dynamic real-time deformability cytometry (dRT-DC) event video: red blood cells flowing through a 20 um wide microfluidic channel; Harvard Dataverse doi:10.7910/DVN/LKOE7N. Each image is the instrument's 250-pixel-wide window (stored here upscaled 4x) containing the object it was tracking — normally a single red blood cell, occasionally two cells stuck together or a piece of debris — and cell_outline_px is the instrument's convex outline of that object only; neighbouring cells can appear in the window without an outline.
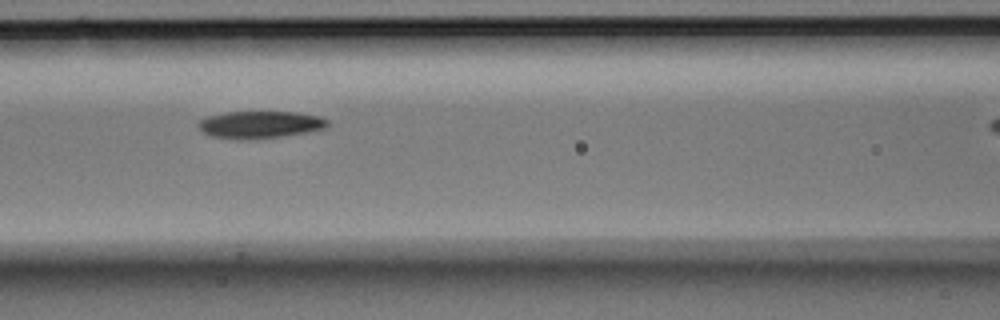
{"species": "Egyptian fruit bat (a non-hibernating species)", "species_latin": "Rousettus aegyptiacus", "temperature_condition": "room temperature", "stored_images_in_passage": 7, "camera_frame_rate_fps": 3000, "um_per_image_px": 0.085, "animal": {"sex": "male"}, "frame": {"image": 1, "passage_image": 3, "time_ms": 0.667, "image_size_px": [1000, 320], "cell_outline_px": [[328, 124], [324, 128], [304, 132], [280, 136], [212, 136], [204, 132], [196, 124], [200, 120], [208, 116], [224, 112], [300, 112], [320, 116], [328, 120]], "centroid_in_image_um": [22.15, 10.52], "position_along_channel_um": 144.5, "area_um2": 19.31}}
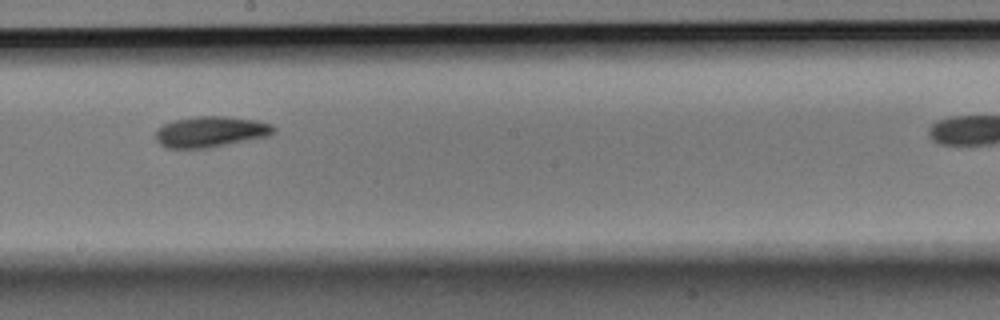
{"frame": {"image": 2, "passage_image": 5, "time_ms": 1.333, "image_size_px": [1000, 320], "cell_outline_px": [[276, 132], [268, 136], [208, 148], [168, 148], [160, 144], [156, 140], [156, 132], [164, 124], [176, 120], [196, 116], [224, 116], [256, 120], [272, 124], [276, 128]], "centroid_in_image_um": [17.94, 11.2], "position_along_channel_um": 230.3, "area_um2": 21.1}}
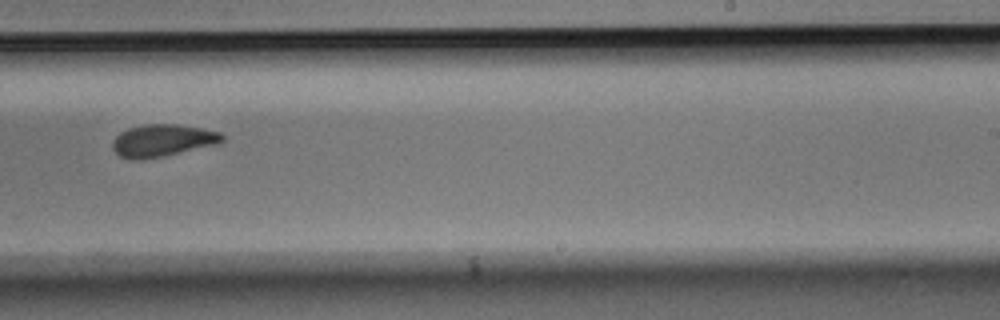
{"frame": {"image": 3, "passage_image": 7, "time_ms": 2.0, "image_size_px": [1000, 320], "cell_outline_px": [[224, 140], [220, 144], [164, 156], [140, 160], [132, 160], [120, 156], [112, 148], [112, 140], [120, 132], [128, 128], [144, 124], [176, 124], [200, 128], [220, 132], [224, 136]], "centroid_in_image_um": [13.82, 11.95], "position_along_channel_um": 275.2, "area_um2": 20.81}}